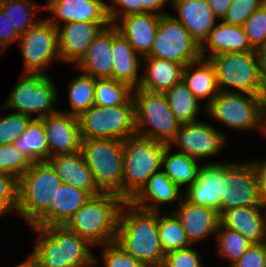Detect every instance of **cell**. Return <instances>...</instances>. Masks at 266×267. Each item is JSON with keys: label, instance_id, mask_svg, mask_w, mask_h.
<instances>
[{"label": "cell", "instance_id": "obj_1", "mask_svg": "<svg viewBox=\"0 0 266 267\" xmlns=\"http://www.w3.org/2000/svg\"><path fill=\"white\" fill-rule=\"evenodd\" d=\"M116 243L146 267H162L158 211H148L126 201L120 211Z\"/></svg>", "mask_w": 266, "mask_h": 267}, {"label": "cell", "instance_id": "obj_2", "mask_svg": "<svg viewBox=\"0 0 266 267\" xmlns=\"http://www.w3.org/2000/svg\"><path fill=\"white\" fill-rule=\"evenodd\" d=\"M37 233L29 257L39 267H94V247L65 225L32 227Z\"/></svg>", "mask_w": 266, "mask_h": 267}, {"label": "cell", "instance_id": "obj_3", "mask_svg": "<svg viewBox=\"0 0 266 267\" xmlns=\"http://www.w3.org/2000/svg\"><path fill=\"white\" fill-rule=\"evenodd\" d=\"M125 202L113 193L92 196L65 226L93 246L115 242L120 211Z\"/></svg>", "mask_w": 266, "mask_h": 267}, {"label": "cell", "instance_id": "obj_4", "mask_svg": "<svg viewBox=\"0 0 266 267\" xmlns=\"http://www.w3.org/2000/svg\"><path fill=\"white\" fill-rule=\"evenodd\" d=\"M166 144L138 133L123 141V199L130 201L162 167Z\"/></svg>", "mask_w": 266, "mask_h": 267}, {"label": "cell", "instance_id": "obj_5", "mask_svg": "<svg viewBox=\"0 0 266 267\" xmlns=\"http://www.w3.org/2000/svg\"><path fill=\"white\" fill-rule=\"evenodd\" d=\"M208 60L214 67L219 91L266 96L258 51L222 53Z\"/></svg>", "mask_w": 266, "mask_h": 267}, {"label": "cell", "instance_id": "obj_6", "mask_svg": "<svg viewBox=\"0 0 266 267\" xmlns=\"http://www.w3.org/2000/svg\"><path fill=\"white\" fill-rule=\"evenodd\" d=\"M204 109L208 117L228 128L262 132L266 96L219 91Z\"/></svg>", "mask_w": 266, "mask_h": 267}, {"label": "cell", "instance_id": "obj_7", "mask_svg": "<svg viewBox=\"0 0 266 267\" xmlns=\"http://www.w3.org/2000/svg\"><path fill=\"white\" fill-rule=\"evenodd\" d=\"M80 151L98 188L123 198V141L82 139Z\"/></svg>", "mask_w": 266, "mask_h": 267}, {"label": "cell", "instance_id": "obj_8", "mask_svg": "<svg viewBox=\"0 0 266 267\" xmlns=\"http://www.w3.org/2000/svg\"><path fill=\"white\" fill-rule=\"evenodd\" d=\"M21 80L15 84L1 110L14 109L17 113L41 119L57 113L58 86L45 73H22ZM36 115H33L35 114Z\"/></svg>", "mask_w": 266, "mask_h": 267}, {"label": "cell", "instance_id": "obj_9", "mask_svg": "<svg viewBox=\"0 0 266 267\" xmlns=\"http://www.w3.org/2000/svg\"><path fill=\"white\" fill-rule=\"evenodd\" d=\"M136 133L169 145L180 123L172 113L164 93L133 89Z\"/></svg>", "mask_w": 266, "mask_h": 267}, {"label": "cell", "instance_id": "obj_10", "mask_svg": "<svg viewBox=\"0 0 266 267\" xmlns=\"http://www.w3.org/2000/svg\"><path fill=\"white\" fill-rule=\"evenodd\" d=\"M61 184L49 161L32 163L19 178L16 215L30 225L47 208Z\"/></svg>", "mask_w": 266, "mask_h": 267}, {"label": "cell", "instance_id": "obj_11", "mask_svg": "<svg viewBox=\"0 0 266 267\" xmlns=\"http://www.w3.org/2000/svg\"><path fill=\"white\" fill-rule=\"evenodd\" d=\"M81 139L124 141L136 132L135 105L101 107L93 105L79 117Z\"/></svg>", "mask_w": 266, "mask_h": 267}, {"label": "cell", "instance_id": "obj_12", "mask_svg": "<svg viewBox=\"0 0 266 267\" xmlns=\"http://www.w3.org/2000/svg\"><path fill=\"white\" fill-rule=\"evenodd\" d=\"M220 215L233 207L266 206L253 162H222Z\"/></svg>", "mask_w": 266, "mask_h": 267}, {"label": "cell", "instance_id": "obj_13", "mask_svg": "<svg viewBox=\"0 0 266 267\" xmlns=\"http://www.w3.org/2000/svg\"><path fill=\"white\" fill-rule=\"evenodd\" d=\"M178 64L200 60V43L171 14L160 16L151 51L147 55Z\"/></svg>", "mask_w": 266, "mask_h": 267}, {"label": "cell", "instance_id": "obj_14", "mask_svg": "<svg viewBox=\"0 0 266 267\" xmlns=\"http://www.w3.org/2000/svg\"><path fill=\"white\" fill-rule=\"evenodd\" d=\"M23 73L45 74L54 60H60L57 28L47 18L20 35Z\"/></svg>", "mask_w": 266, "mask_h": 267}, {"label": "cell", "instance_id": "obj_15", "mask_svg": "<svg viewBox=\"0 0 266 267\" xmlns=\"http://www.w3.org/2000/svg\"><path fill=\"white\" fill-rule=\"evenodd\" d=\"M217 130L207 122L181 124L169 145L172 148L175 145L178 152L200 161L214 157L224 148L228 137Z\"/></svg>", "mask_w": 266, "mask_h": 267}, {"label": "cell", "instance_id": "obj_16", "mask_svg": "<svg viewBox=\"0 0 266 267\" xmlns=\"http://www.w3.org/2000/svg\"><path fill=\"white\" fill-rule=\"evenodd\" d=\"M110 22H69L57 28L60 61L75 66L85 56L98 33Z\"/></svg>", "mask_w": 266, "mask_h": 267}, {"label": "cell", "instance_id": "obj_17", "mask_svg": "<svg viewBox=\"0 0 266 267\" xmlns=\"http://www.w3.org/2000/svg\"><path fill=\"white\" fill-rule=\"evenodd\" d=\"M41 119L48 142V160L52 156L80 151L82 139L78 117L58 111Z\"/></svg>", "mask_w": 266, "mask_h": 267}, {"label": "cell", "instance_id": "obj_18", "mask_svg": "<svg viewBox=\"0 0 266 267\" xmlns=\"http://www.w3.org/2000/svg\"><path fill=\"white\" fill-rule=\"evenodd\" d=\"M44 10L54 15L47 20L55 27L61 22H110L102 0H48Z\"/></svg>", "mask_w": 266, "mask_h": 267}, {"label": "cell", "instance_id": "obj_19", "mask_svg": "<svg viewBox=\"0 0 266 267\" xmlns=\"http://www.w3.org/2000/svg\"><path fill=\"white\" fill-rule=\"evenodd\" d=\"M91 198L89 192L62 183L47 208L29 226L65 225Z\"/></svg>", "mask_w": 266, "mask_h": 267}, {"label": "cell", "instance_id": "obj_20", "mask_svg": "<svg viewBox=\"0 0 266 267\" xmlns=\"http://www.w3.org/2000/svg\"><path fill=\"white\" fill-rule=\"evenodd\" d=\"M206 163V164H205ZM199 166L194 183L183 190V198L197 206L216 210L220 215L222 202V162H206Z\"/></svg>", "mask_w": 266, "mask_h": 267}, {"label": "cell", "instance_id": "obj_21", "mask_svg": "<svg viewBox=\"0 0 266 267\" xmlns=\"http://www.w3.org/2000/svg\"><path fill=\"white\" fill-rule=\"evenodd\" d=\"M172 212L180 220L192 245H196V242L199 243L210 235L216 234L220 223V215L216 210L193 205L184 198Z\"/></svg>", "mask_w": 266, "mask_h": 267}, {"label": "cell", "instance_id": "obj_22", "mask_svg": "<svg viewBox=\"0 0 266 267\" xmlns=\"http://www.w3.org/2000/svg\"><path fill=\"white\" fill-rule=\"evenodd\" d=\"M177 16L171 15L200 44L217 24V17L212 13L206 0H170Z\"/></svg>", "mask_w": 266, "mask_h": 267}, {"label": "cell", "instance_id": "obj_23", "mask_svg": "<svg viewBox=\"0 0 266 267\" xmlns=\"http://www.w3.org/2000/svg\"><path fill=\"white\" fill-rule=\"evenodd\" d=\"M256 51L250 44L242 26L219 21L200 44L201 57L208 59L222 53Z\"/></svg>", "mask_w": 266, "mask_h": 267}, {"label": "cell", "instance_id": "obj_24", "mask_svg": "<svg viewBox=\"0 0 266 267\" xmlns=\"http://www.w3.org/2000/svg\"><path fill=\"white\" fill-rule=\"evenodd\" d=\"M160 16L153 13L132 14L119 18L113 25L141 57L147 56L157 33Z\"/></svg>", "mask_w": 266, "mask_h": 267}, {"label": "cell", "instance_id": "obj_25", "mask_svg": "<svg viewBox=\"0 0 266 267\" xmlns=\"http://www.w3.org/2000/svg\"><path fill=\"white\" fill-rule=\"evenodd\" d=\"M265 222L266 206L233 207L220 215L224 227L238 231L252 244L264 243Z\"/></svg>", "mask_w": 266, "mask_h": 267}, {"label": "cell", "instance_id": "obj_26", "mask_svg": "<svg viewBox=\"0 0 266 267\" xmlns=\"http://www.w3.org/2000/svg\"><path fill=\"white\" fill-rule=\"evenodd\" d=\"M62 183L69 184L97 196L103 192L98 188L93 173L87 166L82 152L52 156L48 160Z\"/></svg>", "mask_w": 266, "mask_h": 267}, {"label": "cell", "instance_id": "obj_27", "mask_svg": "<svg viewBox=\"0 0 266 267\" xmlns=\"http://www.w3.org/2000/svg\"><path fill=\"white\" fill-rule=\"evenodd\" d=\"M112 79L138 88L141 75L139 69L142 57L138 55L128 40L112 24ZM140 59V60H139Z\"/></svg>", "mask_w": 266, "mask_h": 267}, {"label": "cell", "instance_id": "obj_28", "mask_svg": "<svg viewBox=\"0 0 266 267\" xmlns=\"http://www.w3.org/2000/svg\"><path fill=\"white\" fill-rule=\"evenodd\" d=\"M166 174L160 170L153 174L142 189L130 200V202L141 209L148 211H160L161 205L183 199V193Z\"/></svg>", "mask_w": 266, "mask_h": 267}, {"label": "cell", "instance_id": "obj_29", "mask_svg": "<svg viewBox=\"0 0 266 267\" xmlns=\"http://www.w3.org/2000/svg\"><path fill=\"white\" fill-rule=\"evenodd\" d=\"M112 24L103 28L75 66L95 79L112 78Z\"/></svg>", "mask_w": 266, "mask_h": 267}, {"label": "cell", "instance_id": "obj_30", "mask_svg": "<svg viewBox=\"0 0 266 267\" xmlns=\"http://www.w3.org/2000/svg\"><path fill=\"white\" fill-rule=\"evenodd\" d=\"M146 66L143 67V75L138 88L149 92L164 93L182 80L185 64L144 56Z\"/></svg>", "mask_w": 266, "mask_h": 267}, {"label": "cell", "instance_id": "obj_31", "mask_svg": "<svg viewBox=\"0 0 266 267\" xmlns=\"http://www.w3.org/2000/svg\"><path fill=\"white\" fill-rule=\"evenodd\" d=\"M182 80L198 101L207 99L205 108L219 92L215 70L208 59L201 58L185 65Z\"/></svg>", "mask_w": 266, "mask_h": 267}, {"label": "cell", "instance_id": "obj_32", "mask_svg": "<svg viewBox=\"0 0 266 267\" xmlns=\"http://www.w3.org/2000/svg\"><path fill=\"white\" fill-rule=\"evenodd\" d=\"M171 151L172 147L166 145L162 155L161 170L180 189L183 186L188 188L196 180L200 161L178 151L175 153Z\"/></svg>", "mask_w": 266, "mask_h": 267}, {"label": "cell", "instance_id": "obj_33", "mask_svg": "<svg viewBox=\"0 0 266 267\" xmlns=\"http://www.w3.org/2000/svg\"><path fill=\"white\" fill-rule=\"evenodd\" d=\"M13 144L31 163L48 161V142L42 119L33 118Z\"/></svg>", "mask_w": 266, "mask_h": 267}, {"label": "cell", "instance_id": "obj_34", "mask_svg": "<svg viewBox=\"0 0 266 267\" xmlns=\"http://www.w3.org/2000/svg\"><path fill=\"white\" fill-rule=\"evenodd\" d=\"M170 109L180 124L197 122L200 103L183 80L164 92Z\"/></svg>", "mask_w": 266, "mask_h": 267}, {"label": "cell", "instance_id": "obj_35", "mask_svg": "<svg viewBox=\"0 0 266 267\" xmlns=\"http://www.w3.org/2000/svg\"><path fill=\"white\" fill-rule=\"evenodd\" d=\"M133 89L129 84L112 78L96 79L94 105L101 107L135 105Z\"/></svg>", "mask_w": 266, "mask_h": 267}, {"label": "cell", "instance_id": "obj_36", "mask_svg": "<svg viewBox=\"0 0 266 267\" xmlns=\"http://www.w3.org/2000/svg\"><path fill=\"white\" fill-rule=\"evenodd\" d=\"M0 8L9 18L13 29L19 36L42 19L35 15L37 11L44 9L30 0H0Z\"/></svg>", "mask_w": 266, "mask_h": 267}, {"label": "cell", "instance_id": "obj_37", "mask_svg": "<svg viewBox=\"0 0 266 267\" xmlns=\"http://www.w3.org/2000/svg\"><path fill=\"white\" fill-rule=\"evenodd\" d=\"M96 79L82 73L68 83V99L70 110L62 111L79 117L84 111L94 105Z\"/></svg>", "mask_w": 266, "mask_h": 267}, {"label": "cell", "instance_id": "obj_38", "mask_svg": "<svg viewBox=\"0 0 266 267\" xmlns=\"http://www.w3.org/2000/svg\"><path fill=\"white\" fill-rule=\"evenodd\" d=\"M158 234L161 248L165 254L192 245L180 220L173 212L161 216L158 211Z\"/></svg>", "mask_w": 266, "mask_h": 267}, {"label": "cell", "instance_id": "obj_39", "mask_svg": "<svg viewBox=\"0 0 266 267\" xmlns=\"http://www.w3.org/2000/svg\"><path fill=\"white\" fill-rule=\"evenodd\" d=\"M216 246L218 254L230 262V266L236 262L252 244L238 231L224 227L221 223L217 228Z\"/></svg>", "mask_w": 266, "mask_h": 267}, {"label": "cell", "instance_id": "obj_40", "mask_svg": "<svg viewBox=\"0 0 266 267\" xmlns=\"http://www.w3.org/2000/svg\"><path fill=\"white\" fill-rule=\"evenodd\" d=\"M31 164L13 143L0 145V172L13 175L19 180Z\"/></svg>", "mask_w": 266, "mask_h": 267}, {"label": "cell", "instance_id": "obj_41", "mask_svg": "<svg viewBox=\"0 0 266 267\" xmlns=\"http://www.w3.org/2000/svg\"><path fill=\"white\" fill-rule=\"evenodd\" d=\"M242 27L251 46L259 51L266 43V2L247 18Z\"/></svg>", "mask_w": 266, "mask_h": 267}, {"label": "cell", "instance_id": "obj_42", "mask_svg": "<svg viewBox=\"0 0 266 267\" xmlns=\"http://www.w3.org/2000/svg\"><path fill=\"white\" fill-rule=\"evenodd\" d=\"M103 262L95 258L94 267L103 263L104 267H146L139 260L128 254L118 243L112 242L102 245Z\"/></svg>", "mask_w": 266, "mask_h": 267}, {"label": "cell", "instance_id": "obj_43", "mask_svg": "<svg viewBox=\"0 0 266 267\" xmlns=\"http://www.w3.org/2000/svg\"><path fill=\"white\" fill-rule=\"evenodd\" d=\"M33 118L29 115L13 112L0 118V145L12 144L18 139Z\"/></svg>", "mask_w": 266, "mask_h": 267}, {"label": "cell", "instance_id": "obj_44", "mask_svg": "<svg viewBox=\"0 0 266 267\" xmlns=\"http://www.w3.org/2000/svg\"><path fill=\"white\" fill-rule=\"evenodd\" d=\"M19 180L10 174L0 172V217L16 213L18 207Z\"/></svg>", "mask_w": 266, "mask_h": 267}, {"label": "cell", "instance_id": "obj_45", "mask_svg": "<svg viewBox=\"0 0 266 267\" xmlns=\"http://www.w3.org/2000/svg\"><path fill=\"white\" fill-rule=\"evenodd\" d=\"M265 2L266 0H233L221 21L228 25L243 26L247 18Z\"/></svg>", "mask_w": 266, "mask_h": 267}, {"label": "cell", "instance_id": "obj_46", "mask_svg": "<svg viewBox=\"0 0 266 267\" xmlns=\"http://www.w3.org/2000/svg\"><path fill=\"white\" fill-rule=\"evenodd\" d=\"M192 247L193 245L166 253L162 267H203L202 255Z\"/></svg>", "mask_w": 266, "mask_h": 267}, {"label": "cell", "instance_id": "obj_47", "mask_svg": "<svg viewBox=\"0 0 266 267\" xmlns=\"http://www.w3.org/2000/svg\"><path fill=\"white\" fill-rule=\"evenodd\" d=\"M111 1L112 2H110V5L107 3V13L111 24H114L119 18L128 15L142 14V4L140 3V0Z\"/></svg>", "mask_w": 266, "mask_h": 267}, {"label": "cell", "instance_id": "obj_48", "mask_svg": "<svg viewBox=\"0 0 266 267\" xmlns=\"http://www.w3.org/2000/svg\"><path fill=\"white\" fill-rule=\"evenodd\" d=\"M230 267H266V246L264 243L251 244Z\"/></svg>", "mask_w": 266, "mask_h": 267}, {"label": "cell", "instance_id": "obj_49", "mask_svg": "<svg viewBox=\"0 0 266 267\" xmlns=\"http://www.w3.org/2000/svg\"><path fill=\"white\" fill-rule=\"evenodd\" d=\"M19 37L9 18L0 8V51L7 49V46L9 47L12 43H16Z\"/></svg>", "mask_w": 266, "mask_h": 267}, {"label": "cell", "instance_id": "obj_50", "mask_svg": "<svg viewBox=\"0 0 266 267\" xmlns=\"http://www.w3.org/2000/svg\"><path fill=\"white\" fill-rule=\"evenodd\" d=\"M170 2V0H140L142 4V13H153L159 16L166 15L168 13L162 11L165 4Z\"/></svg>", "mask_w": 266, "mask_h": 267}, {"label": "cell", "instance_id": "obj_51", "mask_svg": "<svg viewBox=\"0 0 266 267\" xmlns=\"http://www.w3.org/2000/svg\"><path fill=\"white\" fill-rule=\"evenodd\" d=\"M212 13L221 20L229 10L233 0H206Z\"/></svg>", "mask_w": 266, "mask_h": 267}, {"label": "cell", "instance_id": "obj_52", "mask_svg": "<svg viewBox=\"0 0 266 267\" xmlns=\"http://www.w3.org/2000/svg\"><path fill=\"white\" fill-rule=\"evenodd\" d=\"M255 169L257 171V175L259 178V183L261 186V190H262V195H263V199L266 203V158L264 160H253L252 161Z\"/></svg>", "mask_w": 266, "mask_h": 267}, {"label": "cell", "instance_id": "obj_53", "mask_svg": "<svg viewBox=\"0 0 266 267\" xmlns=\"http://www.w3.org/2000/svg\"><path fill=\"white\" fill-rule=\"evenodd\" d=\"M259 58H260V64H261V70L264 80L266 81V43L265 45L258 51Z\"/></svg>", "mask_w": 266, "mask_h": 267}, {"label": "cell", "instance_id": "obj_54", "mask_svg": "<svg viewBox=\"0 0 266 267\" xmlns=\"http://www.w3.org/2000/svg\"><path fill=\"white\" fill-rule=\"evenodd\" d=\"M15 267H34V261L28 256L27 259Z\"/></svg>", "mask_w": 266, "mask_h": 267}, {"label": "cell", "instance_id": "obj_55", "mask_svg": "<svg viewBox=\"0 0 266 267\" xmlns=\"http://www.w3.org/2000/svg\"><path fill=\"white\" fill-rule=\"evenodd\" d=\"M262 133V135L266 136V111L263 115Z\"/></svg>", "mask_w": 266, "mask_h": 267}, {"label": "cell", "instance_id": "obj_56", "mask_svg": "<svg viewBox=\"0 0 266 267\" xmlns=\"http://www.w3.org/2000/svg\"><path fill=\"white\" fill-rule=\"evenodd\" d=\"M264 245L266 246V222H265V239H264Z\"/></svg>", "mask_w": 266, "mask_h": 267}]
</instances>
